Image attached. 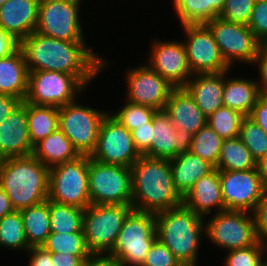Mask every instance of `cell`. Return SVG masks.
<instances>
[{"instance_id":"cell-1","label":"cell","mask_w":267,"mask_h":266,"mask_svg":"<svg viewBox=\"0 0 267 266\" xmlns=\"http://www.w3.org/2000/svg\"><path fill=\"white\" fill-rule=\"evenodd\" d=\"M85 42H70L33 32L19 42L28 72L56 71L74 75L85 87L107 63Z\"/></svg>"},{"instance_id":"cell-2","label":"cell","mask_w":267,"mask_h":266,"mask_svg":"<svg viewBox=\"0 0 267 266\" xmlns=\"http://www.w3.org/2000/svg\"><path fill=\"white\" fill-rule=\"evenodd\" d=\"M131 180L133 210L156 214L183 204L170 160L141 155L131 167Z\"/></svg>"},{"instance_id":"cell-3","label":"cell","mask_w":267,"mask_h":266,"mask_svg":"<svg viewBox=\"0 0 267 266\" xmlns=\"http://www.w3.org/2000/svg\"><path fill=\"white\" fill-rule=\"evenodd\" d=\"M49 168L33 155L3 158L0 163V187L19 211L47 199Z\"/></svg>"},{"instance_id":"cell-4","label":"cell","mask_w":267,"mask_h":266,"mask_svg":"<svg viewBox=\"0 0 267 266\" xmlns=\"http://www.w3.org/2000/svg\"><path fill=\"white\" fill-rule=\"evenodd\" d=\"M155 219L157 239L183 266H197L198 248L205 232L204 217L182 204L156 213Z\"/></svg>"},{"instance_id":"cell-5","label":"cell","mask_w":267,"mask_h":266,"mask_svg":"<svg viewBox=\"0 0 267 266\" xmlns=\"http://www.w3.org/2000/svg\"><path fill=\"white\" fill-rule=\"evenodd\" d=\"M156 239L155 214L132 210L108 255L117 259L122 266H142Z\"/></svg>"},{"instance_id":"cell-6","label":"cell","mask_w":267,"mask_h":266,"mask_svg":"<svg viewBox=\"0 0 267 266\" xmlns=\"http://www.w3.org/2000/svg\"><path fill=\"white\" fill-rule=\"evenodd\" d=\"M89 155L56 165L49 169L48 200L85 210L91 205L88 173Z\"/></svg>"},{"instance_id":"cell-7","label":"cell","mask_w":267,"mask_h":266,"mask_svg":"<svg viewBox=\"0 0 267 266\" xmlns=\"http://www.w3.org/2000/svg\"><path fill=\"white\" fill-rule=\"evenodd\" d=\"M132 205L91 204L84 210L83 232L91 254H108Z\"/></svg>"},{"instance_id":"cell-8","label":"cell","mask_w":267,"mask_h":266,"mask_svg":"<svg viewBox=\"0 0 267 266\" xmlns=\"http://www.w3.org/2000/svg\"><path fill=\"white\" fill-rule=\"evenodd\" d=\"M88 183L91 204L132 203L131 168L104 164L90 158Z\"/></svg>"},{"instance_id":"cell-9","label":"cell","mask_w":267,"mask_h":266,"mask_svg":"<svg viewBox=\"0 0 267 266\" xmlns=\"http://www.w3.org/2000/svg\"><path fill=\"white\" fill-rule=\"evenodd\" d=\"M205 233L213 244L227 251L247 248L258 241L254 215L246 211L215 212L205 223Z\"/></svg>"},{"instance_id":"cell-10","label":"cell","mask_w":267,"mask_h":266,"mask_svg":"<svg viewBox=\"0 0 267 266\" xmlns=\"http://www.w3.org/2000/svg\"><path fill=\"white\" fill-rule=\"evenodd\" d=\"M59 128L80 155L95 150L100 126L108 111H99L77 104L76 100L58 108Z\"/></svg>"},{"instance_id":"cell-11","label":"cell","mask_w":267,"mask_h":266,"mask_svg":"<svg viewBox=\"0 0 267 266\" xmlns=\"http://www.w3.org/2000/svg\"><path fill=\"white\" fill-rule=\"evenodd\" d=\"M85 86L71 74L56 71L28 73L27 93L24 102L33 105L62 107L75 101Z\"/></svg>"},{"instance_id":"cell-12","label":"cell","mask_w":267,"mask_h":266,"mask_svg":"<svg viewBox=\"0 0 267 266\" xmlns=\"http://www.w3.org/2000/svg\"><path fill=\"white\" fill-rule=\"evenodd\" d=\"M81 0H43L35 32L70 42H85L79 20Z\"/></svg>"},{"instance_id":"cell-13","label":"cell","mask_w":267,"mask_h":266,"mask_svg":"<svg viewBox=\"0 0 267 266\" xmlns=\"http://www.w3.org/2000/svg\"><path fill=\"white\" fill-rule=\"evenodd\" d=\"M140 156L131 132L108 113L100 126L97 144L90 158L104 164L131 168Z\"/></svg>"},{"instance_id":"cell-14","label":"cell","mask_w":267,"mask_h":266,"mask_svg":"<svg viewBox=\"0 0 267 266\" xmlns=\"http://www.w3.org/2000/svg\"><path fill=\"white\" fill-rule=\"evenodd\" d=\"M205 25L212 32L224 60L230 67L235 61L248 64L254 62L259 41L247 25L228 22L219 17Z\"/></svg>"},{"instance_id":"cell-15","label":"cell","mask_w":267,"mask_h":266,"mask_svg":"<svg viewBox=\"0 0 267 266\" xmlns=\"http://www.w3.org/2000/svg\"><path fill=\"white\" fill-rule=\"evenodd\" d=\"M187 36L184 42L187 62L192 74H208L230 71L213 34L205 24L181 25Z\"/></svg>"},{"instance_id":"cell-16","label":"cell","mask_w":267,"mask_h":266,"mask_svg":"<svg viewBox=\"0 0 267 266\" xmlns=\"http://www.w3.org/2000/svg\"><path fill=\"white\" fill-rule=\"evenodd\" d=\"M224 210L253 213L267 187L257 168L244 171H219Z\"/></svg>"},{"instance_id":"cell-17","label":"cell","mask_w":267,"mask_h":266,"mask_svg":"<svg viewBox=\"0 0 267 266\" xmlns=\"http://www.w3.org/2000/svg\"><path fill=\"white\" fill-rule=\"evenodd\" d=\"M127 101L149 106L156 111L166 107L171 92L176 88L147 64L126 73Z\"/></svg>"},{"instance_id":"cell-18","label":"cell","mask_w":267,"mask_h":266,"mask_svg":"<svg viewBox=\"0 0 267 266\" xmlns=\"http://www.w3.org/2000/svg\"><path fill=\"white\" fill-rule=\"evenodd\" d=\"M154 43L150 62L146 64L174 87H184L193 75L187 62L184 42L154 40Z\"/></svg>"},{"instance_id":"cell-19","label":"cell","mask_w":267,"mask_h":266,"mask_svg":"<svg viewBox=\"0 0 267 266\" xmlns=\"http://www.w3.org/2000/svg\"><path fill=\"white\" fill-rule=\"evenodd\" d=\"M164 111L169 115L179 137L187 143L207 124V116L184 87L175 88L171 92Z\"/></svg>"},{"instance_id":"cell-20","label":"cell","mask_w":267,"mask_h":266,"mask_svg":"<svg viewBox=\"0 0 267 266\" xmlns=\"http://www.w3.org/2000/svg\"><path fill=\"white\" fill-rule=\"evenodd\" d=\"M27 125V103L21 102L0 124V157L32 155Z\"/></svg>"},{"instance_id":"cell-21","label":"cell","mask_w":267,"mask_h":266,"mask_svg":"<svg viewBox=\"0 0 267 266\" xmlns=\"http://www.w3.org/2000/svg\"><path fill=\"white\" fill-rule=\"evenodd\" d=\"M39 3L38 0H7L0 7V27L20 42L36 30Z\"/></svg>"},{"instance_id":"cell-22","label":"cell","mask_w":267,"mask_h":266,"mask_svg":"<svg viewBox=\"0 0 267 266\" xmlns=\"http://www.w3.org/2000/svg\"><path fill=\"white\" fill-rule=\"evenodd\" d=\"M187 149V142L179 137L169 115L156 111L153 116L151 149L145 156L171 160Z\"/></svg>"},{"instance_id":"cell-23","label":"cell","mask_w":267,"mask_h":266,"mask_svg":"<svg viewBox=\"0 0 267 266\" xmlns=\"http://www.w3.org/2000/svg\"><path fill=\"white\" fill-rule=\"evenodd\" d=\"M183 204L196 214L204 217L216 207V213L224 210L219 170L214 168L198 180L192 189L183 197Z\"/></svg>"},{"instance_id":"cell-24","label":"cell","mask_w":267,"mask_h":266,"mask_svg":"<svg viewBox=\"0 0 267 266\" xmlns=\"http://www.w3.org/2000/svg\"><path fill=\"white\" fill-rule=\"evenodd\" d=\"M184 88L207 117L224 106V72L194 74Z\"/></svg>"},{"instance_id":"cell-25","label":"cell","mask_w":267,"mask_h":266,"mask_svg":"<svg viewBox=\"0 0 267 266\" xmlns=\"http://www.w3.org/2000/svg\"><path fill=\"white\" fill-rule=\"evenodd\" d=\"M170 165L174 187L182 198L198 180L214 169L206 160L187 149L171 159Z\"/></svg>"},{"instance_id":"cell-26","label":"cell","mask_w":267,"mask_h":266,"mask_svg":"<svg viewBox=\"0 0 267 266\" xmlns=\"http://www.w3.org/2000/svg\"><path fill=\"white\" fill-rule=\"evenodd\" d=\"M28 69L20 48L0 58V94L24 101L27 93Z\"/></svg>"},{"instance_id":"cell-27","label":"cell","mask_w":267,"mask_h":266,"mask_svg":"<svg viewBox=\"0 0 267 266\" xmlns=\"http://www.w3.org/2000/svg\"><path fill=\"white\" fill-rule=\"evenodd\" d=\"M32 155L49 169L80 156L60 128L36 143Z\"/></svg>"},{"instance_id":"cell-28","label":"cell","mask_w":267,"mask_h":266,"mask_svg":"<svg viewBox=\"0 0 267 266\" xmlns=\"http://www.w3.org/2000/svg\"><path fill=\"white\" fill-rule=\"evenodd\" d=\"M224 72L223 105L249 116L259 97L258 82L241 78H226Z\"/></svg>"},{"instance_id":"cell-29","label":"cell","mask_w":267,"mask_h":266,"mask_svg":"<svg viewBox=\"0 0 267 266\" xmlns=\"http://www.w3.org/2000/svg\"><path fill=\"white\" fill-rule=\"evenodd\" d=\"M226 0H174V9L181 25L205 24L217 18Z\"/></svg>"},{"instance_id":"cell-30","label":"cell","mask_w":267,"mask_h":266,"mask_svg":"<svg viewBox=\"0 0 267 266\" xmlns=\"http://www.w3.org/2000/svg\"><path fill=\"white\" fill-rule=\"evenodd\" d=\"M23 219L28 245L42 246L51 233L49 200L19 210Z\"/></svg>"},{"instance_id":"cell-31","label":"cell","mask_w":267,"mask_h":266,"mask_svg":"<svg viewBox=\"0 0 267 266\" xmlns=\"http://www.w3.org/2000/svg\"><path fill=\"white\" fill-rule=\"evenodd\" d=\"M27 125L34 146L59 128L58 107L27 103Z\"/></svg>"},{"instance_id":"cell-32","label":"cell","mask_w":267,"mask_h":266,"mask_svg":"<svg viewBox=\"0 0 267 266\" xmlns=\"http://www.w3.org/2000/svg\"><path fill=\"white\" fill-rule=\"evenodd\" d=\"M257 168V161L239 137L223 139L216 169L219 171H244Z\"/></svg>"},{"instance_id":"cell-33","label":"cell","mask_w":267,"mask_h":266,"mask_svg":"<svg viewBox=\"0 0 267 266\" xmlns=\"http://www.w3.org/2000/svg\"><path fill=\"white\" fill-rule=\"evenodd\" d=\"M49 216L51 232H83L84 210L81 208L49 200Z\"/></svg>"},{"instance_id":"cell-34","label":"cell","mask_w":267,"mask_h":266,"mask_svg":"<svg viewBox=\"0 0 267 266\" xmlns=\"http://www.w3.org/2000/svg\"><path fill=\"white\" fill-rule=\"evenodd\" d=\"M222 142L223 139L207 123L191 137V140L187 143V150L216 168Z\"/></svg>"},{"instance_id":"cell-35","label":"cell","mask_w":267,"mask_h":266,"mask_svg":"<svg viewBox=\"0 0 267 266\" xmlns=\"http://www.w3.org/2000/svg\"><path fill=\"white\" fill-rule=\"evenodd\" d=\"M0 246L15 250H28L23 219L20 211H14L0 219Z\"/></svg>"},{"instance_id":"cell-36","label":"cell","mask_w":267,"mask_h":266,"mask_svg":"<svg viewBox=\"0 0 267 266\" xmlns=\"http://www.w3.org/2000/svg\"><path fill=\"white\" fill-rule=\"evenodd\" d=\"M42 247L49 252L64 253L71 255H91L84 232L55 233L51 232Z\"/></svg>"},{"instance_id":"cell-37","label":"cell","mask_w":267,"mask_h":266,"mask_svg":"<svg viewBox=\"0 0 267 266\" xmlns=\"http://www.w3.org/2000/svg\"><path fill=\"white\" fill-rule=\"evenodd\" d=\"M244 117L240 112L223 106L207 117V123L222 139H231L239 136Z\"/></svg>"},{"instance_id":"cell-38","label":"cell","mask_w":267,"mask_h":266,"mask_svg":"<svg viewBox=\"0 0 267 266\" xmlns=\"http://www.w3.org/2000/svg\"><path fill=\"white\" fill-rule=\"evenodd\" d=\"M240 140L252 153L256 161H259L267 153V132L261 129L248 116L241 121L239 136Z\"/></svg>"},{"instance_id":"cell-39","label":"cell","mask_w":267,"mask_h":266,"mask_svg":"<svg viewBox=\"0 0 267 266\" xmlns=\"http://www.w3.org/2000/svg\"><path fill=\"white\" fill-rule=\"evenodd\" d=\"M155 113L154 108L126 101L125 105L111 116L131 132L136 127L149 122Z\"/></svg>"},{"instance_id":"cell-40","label":"cell","mask_w":267,"mask_h":266,"mask_svg":"<svg viewBox=\"0 0 267 266\" xmlns=\"http://www.w3.org/2000/svg\"><path fill=\"white\" fill-rule=\"evenodd\" d=\"M267 242L258 240L254 245L229 250L224 260L225 266H260L263 263V255L267 251ZM265 251V252H264Z\"/></svg>"},{"instance_id":"cell-41","label":"cell","mask_w":267,"mask_h":266,"mask_svg":"<svg viewBox=\"0 0 267 266\" xmlns=\"http://www.w3.org/2000/svg\"><path fill=\"white\" fill-rule=\"evenodd\" d=\"M255 0H226L219 18L234 23L248 25Z\"/></svg>"},{"instance_id":"cell-42","label":"cell","mask_w":267,"mask_h":266,"mask_svg":"<svg viewBox=\"0 0 267 266\" xmlns=\"http://www.w3.org/2000/svg\"><path fill=\"white\" fill-rule=\"evenodd\" d=\"M142 266H183L169 248L158 239L155 240L146 254Z\"/></svg>"},{"instance_id":"cell-43","label":"cell","mask_w":267,"mask_h":266,"mask_svg":"<svg viewBox=\"0 0 267 266\" xmlns=\"http://www.w3.org/2000/svg\"><path fill=\"white\" fill-rule=\"evenodd\" d=\"M247 26L258 41L267 35V0L255 1Z\"/></svg>"},{"instance_id":"cell-44","label":"cell","mask_w":267,"mask_h":266,"mask_svg":"<svg viewBox=\"0 0 267 266\" xmlns=\"http://www.w3.org/2000/svg\"><path fill=\"white\" fill-rule=\"evenodd\" d=\"M153 118L145 125L138 126L131 131L136 150L145 155L151 149Z\"/></svg>"},{"instance_id":"cell-45","label":"cell","mask_w":267,"mask_h":266,"mask_svg":"<svg viewBox=\"0 0 267 266\" xmlns=\"http://www.w3.org/2000/svg\"><path fill=\"white\" fill-rule=\"evenodd\" d=\"M255 230L258 240L267 242V191L258 202L254 212Z\"/></svg>"},{"instance_id":"cell-46","label":"cell","mask_w":267,"mask_h":266,"mask_svg":"<svg viewBox=\"0 0 267 266\" xmlns=\"http://www.w3.org/2000/svg\"><path fill=\"white\" fill-rule=\"evenodd\" d=\"M251 118L258 126L267 132V95L259 94L256 104L252 108L250 115Z\"/></svg>"},{"instance_id":"cell-47","label":"cell","mask_w":267,"mask_h":266,"mask_svg":"<svg viewBox=\"0 0 267 266\" xmlns=\"http://www.w3.org/2000/svg\"><path fill=\"white\" fill-rule=\"evenodd\" d=\"M31 253L28 266H54L51 252L44 249L42 246H33L27 250Z\"/></svg>"},{"instance_id":"cell-48","label":"cell","mask_w":267,"mask_h":266,"mask_svg":"<svg viewBox=\"0 0 267 266\" xmlns=\"http://www.w3.org/2000/svg\"><path fill=\"white\" fill-rule=\"evenodd\" d=\"M54 266H83L90 255H71L51 252Z\"/></svg>"},{"instance_id":"cell-49","label":"cell","mask_w":267,"mask_h":266,"mask_svg":"<svg viewBox=\"0 0 267 266\" xmlns=\"http://www.w3.org/2000/svg\"><path fill=\"white\" fill-rule=\"evenodd\" d=\"M254 63L255 64L258 63V70H259L258 73H260L261 81H257L259 87V93L267 95V53H264L259 48L253 64Z\"/></svg>"},{"instance_id":"cell-50","label":"cell","mask_w":267,"mask_h":266,"mask_svg":"<svg viewBox=\"0 0 267 266\" xmlns=\"http://www.w3.org/2000/svg\"><path fill=\"white\" fill-rule=\"evenodd\" d=\"M19 48V41L0 27V58L7 57Z\"/></svg>"},{"instance_id":"cell-51","label":"cell","mask_w":267,"mask_h":266,"mask_svg":"<svg viewBox=\"0 0 267 266\" xmlns=\"http://www.w3.org/2000/svg\"><path fill=\"white\" fill-rule=\"evenodd\" d=\"M83 266H122L121 263L108 254H91Z\"/></svg>"},{"instance_id":"cell-52","label":"cell","mask_w":267,"mask_h":266,"mask_svg":"<svg viewBox=\"0 0 267 266\" xmlns=\"http://www.w3.org/2000/svg\"><path fill=\"white\" fill-rule=\"evenodd\" d=\"M21 103L13 96L0 94V124Z\"/></svg>"},{"instance_id":"cell-53","label":"cell","mask_w":267,"mask_h":266,"mask_svg":"<svg viewBox=\"0 0 267 266\" xmlns=\"http://www.w3.org/2000/svg\"><path fill=\"white\" fill-rule=\"evenodd\" d=\"M15 211L5 191L0 187V219Z\"/></svg>"},{"instance_id":"cell-54","label":"cell","mask_w":267,"mask_h":266,"mask_svg":"<svg viewBox=\"0 0 267 266\" xmlns=\"http://www.w3.org/2000/svg\"><path fill=\"white\" fill-rule=\"evenodd\" d=\"M257 170L262 183L267 187V153L259 161H257Z\"/></svg>"},{"instance_id":"cell-55","label":"cell","mask_w":267,"mask_h":266,"mask_svg":"<svg viewBox=\"0 0 267 266\" xmlns=\"http://www.w3.org/2000/svg\"><path fill=\"white\" fill-rule=\"evenodd\" d=\"M259 48L264 52L267 53V35L265 37H263L260 41H259Z\"/></svg>"},{"instance_id":"cell-56","label":"cell","mask_w":267,"mask_h":266,"mask_svg":"<svg viewBox=\"0 0 267 266\" xmlns=\"http://www.w3.org/2000/svg\"><path fill=\"white\" fill-rule=\"evenodd\" d=\"M263 260H264V261H263V263H262V264H263L264 266H267V257H266V260H265V257H264V259H263Z\"/></svg>"},{"instance_id":"cell-57","label":"cell","mask_w":267,"mask_h":266,"mask_svg":"<svg viewBox=\"0 0 267 266\" xmlns=\"http://www.w3.org/2000/svg\"><path fill=\"white\" fill-rule=\"evenodd\" d=\"M7 0H0V7L6 2Z\"/></svg>"}]
</instances>
